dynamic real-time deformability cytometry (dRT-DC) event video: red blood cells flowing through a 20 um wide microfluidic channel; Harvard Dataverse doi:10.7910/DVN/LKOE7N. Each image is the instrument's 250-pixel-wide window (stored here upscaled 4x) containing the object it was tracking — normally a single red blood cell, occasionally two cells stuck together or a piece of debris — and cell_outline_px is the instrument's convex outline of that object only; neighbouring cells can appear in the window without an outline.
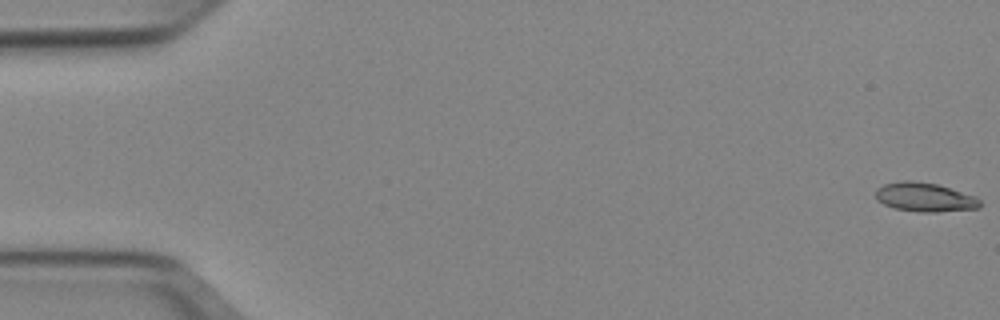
{"species": "Egyptian fruit bat (a non-hibernating species)", "species_latin": "Rousettus aegyptiacus", "temperature_condition": "cold", "stored_images_in_passage": 52, "camera_frame_rate_fps": 3000, "um_per_image_px": 0.085, "animal": {"sex": "female"}, "frame": {"image": 1, "passage_image": 1, "time_ms": 0.0, "image_size_px": [1000, 320], "cell_outline_px": [[980, 208], [936, 212], [920, 212], [896, 208], [884, 204], [876, 200], [876, 188], [884, 184], [900, 180], [912, 180], [936, 184], [976, 196], [980, 200]], "centroid_in_image_um": [78.59, 16.75], "position_along_channel_um": 6.4, "area_um2": 17.63}}
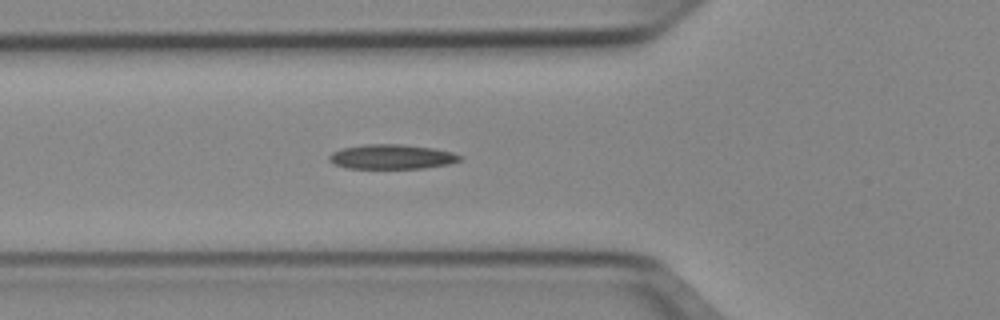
{"frame": {"image": 2, "passage_image": 19, "time_ms": 6.0, "image_size_px": [1000, 320], "cell_outline_px": [[464, 156], [460, 160], [448, 164], [424, 168], [348, 168], [336, 164], [328, 160], [328, 156], [332, 152], [344, 148], [364, 144], [400, 144], [432, 148], [452, 152]], "centroid_in_image_um": [33.31, 13.32], "position_along_channel_um": 92.5, "area_um2": 18.61}}
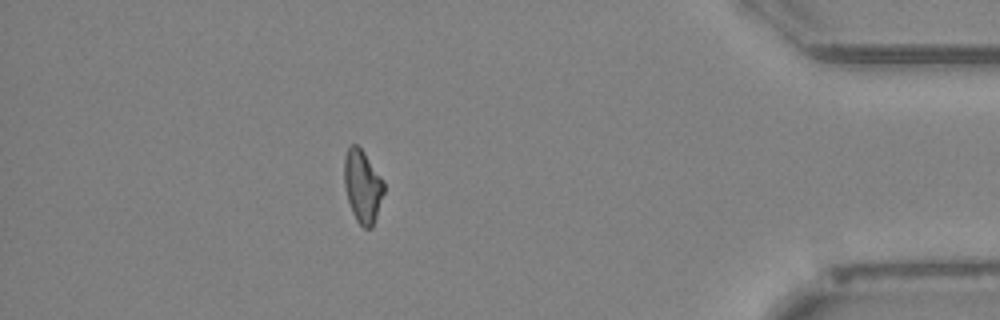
{"frame": {"image": 3, "passage_image": 46, "time_ms": 15.0, "image_size_px": [1000, 320], "cell_outline_px": [[384, 192], [372, 228], [364, 228], [356, 220], [352, 212], [348, 200], [344, 184], [344, 156], [348, 148], [352, 144], [356, 144], [364, 152], [384, 180]], "centroid_in_image_um": [30.81, 15.82], "position_along_channel_um": 404.4, "area_um2": 16.76}, "authors_computed_cell_mechanics": {"area_um2": 17.5423, "velocity_mm_per_s": 3.9594, "shape_relaxation_time_tau1_ms": 8.5072, "shape_relaxation_time_tau2_ms": 6.2608, "deformation_change_tau1": 0.1739, "deformation_change_tau2": 0.1565}}